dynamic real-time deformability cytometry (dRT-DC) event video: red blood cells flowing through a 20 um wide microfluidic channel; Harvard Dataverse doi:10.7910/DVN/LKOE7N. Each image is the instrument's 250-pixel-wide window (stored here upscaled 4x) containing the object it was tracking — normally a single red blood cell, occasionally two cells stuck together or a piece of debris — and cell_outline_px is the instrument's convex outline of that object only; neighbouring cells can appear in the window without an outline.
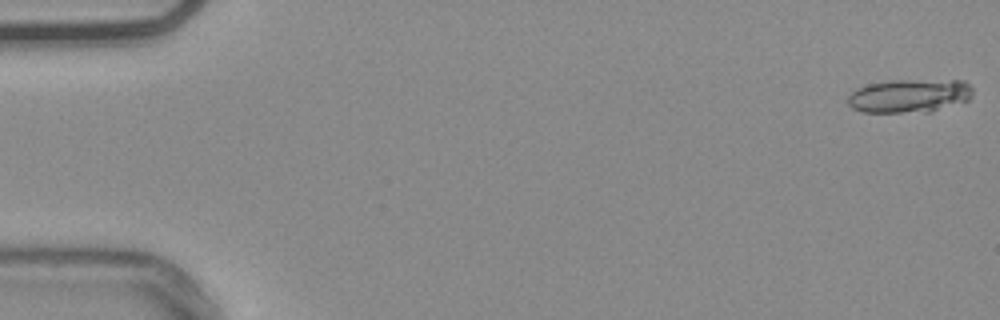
{"species": "common noctule bat (a hibernating species)", "species_latin": "Nyctalus noctula", "temperature_condition": "warm", "stored_images_in_passage": 13, "camera_frame_rate_fps": 3000, "um_per_image_px": 0.085, "animal": {"sex": "male", "body_mass_g": 20.4}, "frame": {"image": 1, "passage_image": 1, "time_ms": 0.0, "image_size_px": [1000, 320], "cell_outline_px": [[972, 96], [968, 100], [928, 112], [860, 112], [852, 108], [848, 104], [848, 96], [856, 88], [868, 84], [888, 80], [964, 80], [972, 88]], "centroid_in_image_um": [77.27, 8.13], "position_along_channel_um": 7.7, "area_um2": 24.51}}